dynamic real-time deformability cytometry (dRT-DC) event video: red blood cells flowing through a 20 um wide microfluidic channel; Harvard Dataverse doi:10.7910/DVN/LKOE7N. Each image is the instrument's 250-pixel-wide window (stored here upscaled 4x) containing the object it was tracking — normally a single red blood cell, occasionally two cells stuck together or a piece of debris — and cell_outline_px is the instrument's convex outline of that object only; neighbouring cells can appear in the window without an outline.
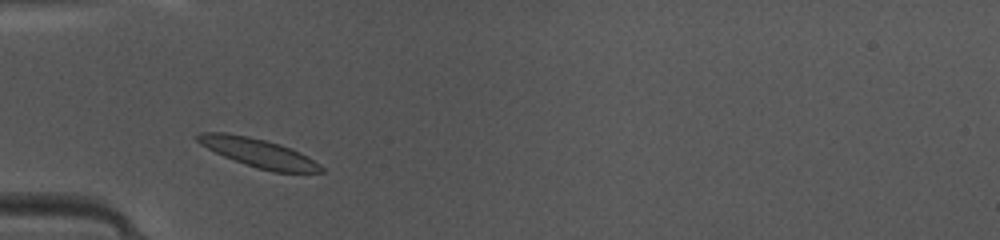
{"species": "common noctule bat (a hibernating species)", "species_latin": "Nyctalus noctula", "temperature_condition": "warm", "stored_images_in_passage": 37, "camera_frame_rate_fps": 3000, "um_per_image_px": 0.085, "animal": {"sex": "female", "body_mass_g": 10.0, "forearm_length_mm": 53.1}, "frame": {"image": 1, "passage_image": 4, "time_ms": 1.0, "image_size_px": [1000, 240], "cell_outline_px": [[324, 172], [272, 172], [256, 168], [224, 156], [200, 144], [196, 140], [196, 136], [200, 132], [228, 132], [248, 136], [280, 144], [300, 152], [308, 156], [320, 164], [324, 168]], "centroid_in_image_um": [21.98, 12.99], "position_along_channel_um": 63.0, "area_um2": 20.58}}
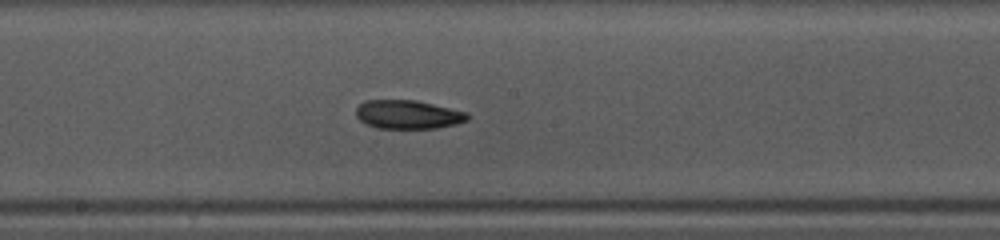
{"frame": {"image": 2, "passage_image": 15, "time_ms": 4.667, "image_size_px": [1000, 240], "cell_outline_px": [[468, 120], [456, 124], [436, 128], [376, 128], [364, 124], [356, 116], [356, 108], [364, 100], [416, 100], [468, 112]], "centroid_in_image_um": [34.66, 9.73], "position_along_channel_um": 213.5, "area_um2": 18.73}}
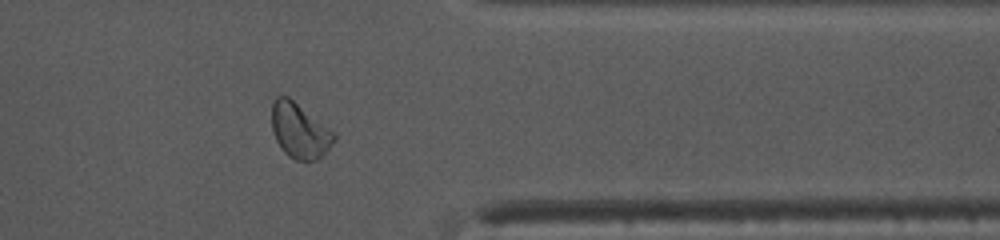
{"frame": {"image": 3, "passage_image": 28, "time_ms": 9.0, "image_size_px": [1000, 240], "cell_outline_px": [[336, 140], [316, 160], [296, 160], [288, 156], [284, 152], [276, 140], [272, 128], [272, 104], [276, 96], [288, 96], [332, 132], [336, 136]], "centroid_in_image_um": [25.42, 11.11], "position_along_channel_um": 386.0, "area_um2": 19.36}, "authors_computed_cell_mechanics": {"area_um2": 19.363, "velocity_mm_per_s": 4.1573, "shape_relaxation_time_tau1_ms": null, "shape_relaxation_time_tau2_ms": 6.6767, "deformation_change_tau1": null, "deformation_change_tau2": 0.1333}}